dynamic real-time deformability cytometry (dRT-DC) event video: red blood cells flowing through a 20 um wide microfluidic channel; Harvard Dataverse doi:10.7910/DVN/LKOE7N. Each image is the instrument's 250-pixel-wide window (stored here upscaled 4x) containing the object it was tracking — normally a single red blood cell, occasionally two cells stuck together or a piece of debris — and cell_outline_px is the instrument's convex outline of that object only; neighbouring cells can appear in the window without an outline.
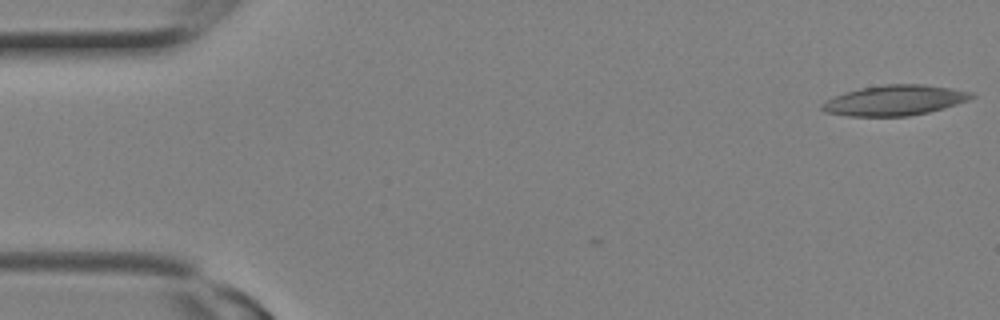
{"species": "Egyptian fruit bat (a non-hibernating species)", "species_latin": "Rousettus aegyptiacus", "temperature_condition": "room temperature", "stored_images_in_passage": 4, "camera_frame_rate_fps": 3000, "um_per_image_px": 0.085, "animal": {"sex": "female"}, "frame": {"image": 1, "passage_image": 1, "time_ms": 0.0, "image_size_px": [1000, 320], "cell_outline_px": [[976, 96], [968, 100], [944, 108], [928, 112], [908, 116], [848, 116], [824, 112], [820, 108], [820, 104], [844, 92], [860, 88], [884, 84], [924, 84], [972, 92]], "centroid_in_image_um": [76.03, 8.53], "position_along_channel_um": 9.0, "area_um2": 26.3}}